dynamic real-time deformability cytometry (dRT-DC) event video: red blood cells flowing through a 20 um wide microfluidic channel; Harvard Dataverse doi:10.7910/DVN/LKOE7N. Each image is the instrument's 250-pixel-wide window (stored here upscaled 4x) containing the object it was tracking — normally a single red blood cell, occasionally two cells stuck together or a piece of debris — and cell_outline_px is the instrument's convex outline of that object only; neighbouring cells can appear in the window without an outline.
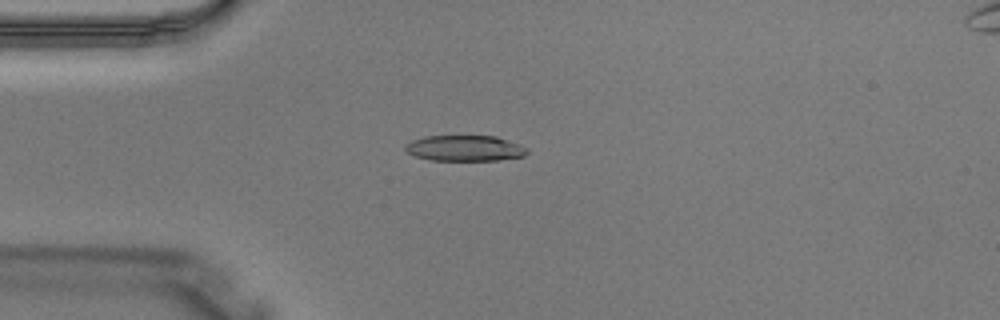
{"species": "Egyptian fruit bat (a non-hibernating species)", "species_latin": "Rousettus aegyptiacus", "temperature_condition": "warm", "stored_images_in_passage": 4, "camera_frame_rate_fps": 3000, "um_per_image_px": 0.085, "animal": {"sex": "male"}, "frame": {"image": 1, "passage_image": 3, "time_ms": 0.667, "image_size_px": [1000, 320], "cell_outline_px": [[528, 152], [524, 156], [496, 160], [432, 160], [416, 156], [408, 152], [404, 148], [404, 144], [412, 140], [424, 136], [496, 136], [520, 144], [528, 148]], "centroid_in_image_um": [39.52, 12.59], "position_along_channel_um": 45.5, "area_um2": 18.26}}